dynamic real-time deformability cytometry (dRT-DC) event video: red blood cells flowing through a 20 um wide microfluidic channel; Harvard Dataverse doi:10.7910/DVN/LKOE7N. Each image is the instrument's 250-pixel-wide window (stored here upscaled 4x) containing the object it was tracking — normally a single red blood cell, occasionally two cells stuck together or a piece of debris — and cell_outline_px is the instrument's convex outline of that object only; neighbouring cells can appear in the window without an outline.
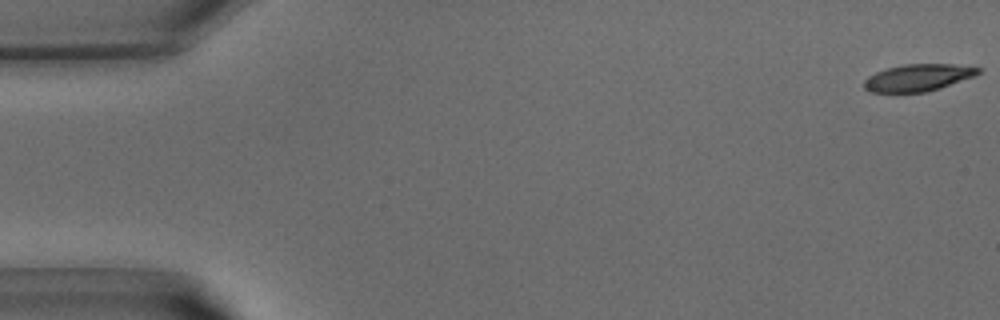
{"species": "common noctule bat (a hibernating species)", "species_latin": "Nyctalus noctula", "temperature_condition": "warm", "stored_images_in_passage": 10, "camera_frame_rate_fps": 3000, "um_per_image_px": 0.085, "animal": {"sex": "male", "body_mass_g": 15.6}, "frame": {"image": 1, "passage_image": 1, "time_ms": 0.0, "image_size_px": [1000, 320], "cell_outline_px": [[984, 68], [976, 76], [940, 88], [924, 92], [868, 92], [864, 88], [864, 80], [868, 76], [876, 72], [888, 68], [904, 64], [952, 64]], "centroid_in_image_um": [78.06, 6.59], "position_along_channel_um": 6.9, "area_um2": 18.03}}